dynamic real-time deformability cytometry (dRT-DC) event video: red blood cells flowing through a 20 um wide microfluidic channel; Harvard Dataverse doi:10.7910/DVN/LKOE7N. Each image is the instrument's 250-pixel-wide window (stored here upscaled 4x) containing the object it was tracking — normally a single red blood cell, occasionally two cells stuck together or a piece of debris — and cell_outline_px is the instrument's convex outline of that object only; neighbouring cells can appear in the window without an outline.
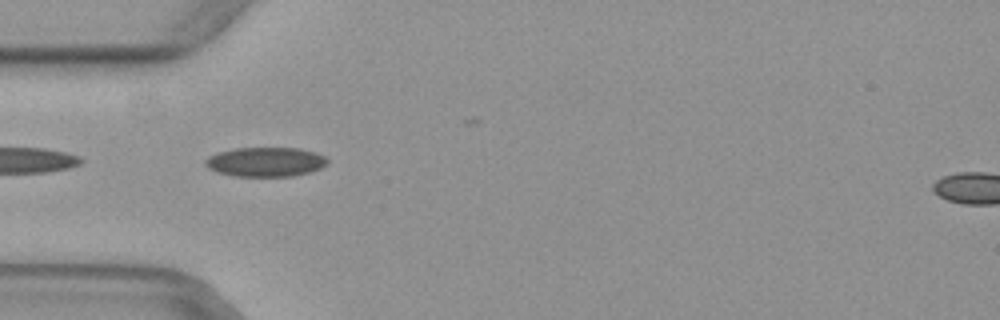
{"species": "common noctule bat (a hibernating species)", "species_latin": "Nyctalus noctula", "temperature_condition": "warm", "stored_images_in_passage": 38, "camera_frame_rate_fps": 3000, "um_per_image_px": 0.085, "animal": {"sex": "female", "body_mass_g": 29.2, "forearm_length_mm": 56.3}, "frame": {"image": 1, "passage_image": 11, "time_ms": 3.333, "image_size_px": [1000, 320], "cell_outline_px": [[328, 164], [320, 168], [308, 172], [292, 176], [232, 176], [216, 172], [208, 168], [204, 164], [204, 160], [208, 156], [220, 152], [236, 148], [296, 148], [316, 152], [324, 156], [328, 160]], "centroid_in_image_um": [22.55, 13.76], "position_along_channel_um": 62.5, "area_um2": 20.92}}